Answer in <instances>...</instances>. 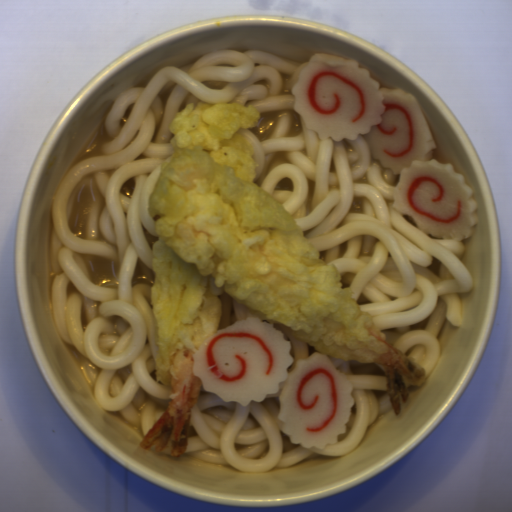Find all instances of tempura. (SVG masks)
I'll use <instances>...</instances> for the list:
<instances>
[{"mask_svg":"<svg viewBox=\"0 0 512 512\" xmlns=\"http://www.w3.org/2000/svg\"><path fill=\"white\" fill-rule=\"evenodd\" d=\"M259 109L240 102H189L170 122L163 161L147 210L152 242L150 304L156 323V380L170 386L167 408L139 442L171 456L187 449L191 412L203 382L195 355L219 328L223 302L209 277L238 304L328 356L382 365L397 416L409 385L426 370L387 342L361 310L335 264L303 256L313 250L289 211L254 183V146L238 133L256 127ZM401 395V398H400Z\"/></svg>","mask_w":512,"mask_h":512,"instance_id":"8679c707","label":"tempura"}]
</instances>
